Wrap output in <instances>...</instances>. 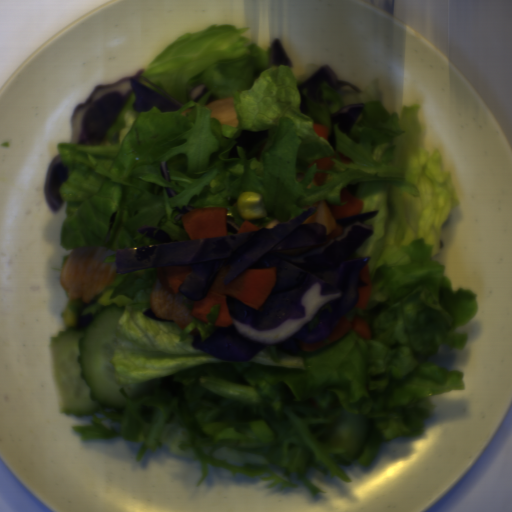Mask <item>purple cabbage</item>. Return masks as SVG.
<instances>
[{
  "label": "purple cabbage",
  "instance_id": "obj_1",
  "mask_svg": "<svg viewBox=\"0 0 512 512\" xmlns=\"http://www.w3.org/2000/svg\"><path fill=\"white\" fill-rule=\"evenodd\" d=\"M317 211L306 209L292 220L273 219L259 231L238 233L227 216L226 236L176 240L156 226H140L141 236L160 244L115 250L116 273L148 268L190 267L177 293L192 301L206 297L221 268L230 270L225 286L247 269L275 268V281L259 309L226 296L229 326H215L206 340L196 334L192 347L228 363H245L267 346L289 339L313 345L328 337L358 303L360 274L371 256L350 258L373 235L364 224L379 210L335 220L343 234L328 240L325 226L304 224ZM317 317L313 330L308 322Z\"/></svg>",
  "mask_w": 512,
  "mask_h": 512
},
{
  "label": "purple cabbage",
  "instance_id": "obj_2",
  "mask_svg": "<svg viewBox=\"0 0 512 512\" xmlns=\"http://www.w3.org/2000/svg\"><path fill=\"white\" fill-rule=\"evenodd\" d=\"M131 93L132 107L140 113L157 107L160 112L180 110L182 102L159 84L144 76V69L133 76L93 88L85 103H79L70 119L71 143L85 146H101Z\"/></svg>",
  "mask_w": 512,
  "mask_h": 512
},
{
  "label": "purple cabbage",
  "instance_id": "obj_3",
  "mask_svg": "<svg viewBox=\"0 0 512 512\" xmlns=\"http://www.w3.org/2000/svg\"><path fill=\"white\" fill-rule=\"evenodd\" d=\"M327 84L334 91H350L359 93L361 90L351 82L340 80L333 67L322 65L316 72L304 80L297 86L300 96V113L308 114L310 107L303 94V90H307L308 96L318 105L325 106V99L322 92V85Z\"/></svg>",
  "mask_w": 512,
  "mask_h": 512
},
{
  "label": "purple cabbage",
  "instance_id": "obj_4",
  "mask_svg": "<svg viewBox=\"0 0 512 512\" xmlns=\"http://www.w3.org/2000/svg\"><path fill=\"white\" fill-rule=\"evenodd\" d=\"M68 174L69 168L62 164L58 153L47 167L44 188L46 202L54 213L64 205L59 194L63 183L68 180Z\"/></svg>",
  "mask_w": 512,
  "mask_h": 512
},
{
  "label": "purple cabbage",
  "instance_id": "obj_5",
  "mask_svg": "<svg viewBox=\"0 0 512 512\" xmlns=\"http://www.w3.org/2000/svg\"><path fill=\"white\" fill-rule=\"evenodd\" d=\"M270 140V131H247L242 130L234 142L228 157L240 158L237 146L244 150L247 160L255 158L259 161L262 153L268 147Z\"/></svg>",
  "mask_w": 512,
  "mask_h": 512
},
{
  "label": "purple cabbage",
  "instance_id": "obj_6",
  "mask_svg": "<svg viewBox=\"0 0 512 512\" xmlns=\"http://www.w3.org/2000/svg\"><path fill=\"white\" fill-rule=\"evenodd\" d=\"M364 104H351L347 106H343L338 110L334 111L330 114L331 117V129L328 134V142L331 145L332 149L336 151L337 143H336V135L334 125H337L338 130L343 135H348L355 124L358 116L360 115Z\"/></svg>",
  "mask_w": 512,
  "mask_h": 512
},
{
  "label": "purple cabbage",
  "instance_id": "obj_7",
  "mask_svg": "<svg viewBox=\"0 0 512 512\" xmlns=\"http://www.w3.org/2000/svg\"><path fill=\"white\" fill-rule=\"evenodd\" d=\"M269 62L271 66H281L285 65L290 68H294L293 63L287 54L280 38H275L272 40L269 48Z\"/></svg>",
  "mask_w": 512,
  "mask_h": 512
},
{
  "label": "purple cabbage",
  "instance_id": "obj_8",
  "mask_svg": "<svg viewBox=\"0 0 512 512\" xmlns=\"http://www.w3.org/2000/svg\"><path fill=\"white\" fill-rule=\"evenodd\" d=\"M208 89L204 84L198 85L195 88L191 90L189 93L188 98L191 101L198 102L202 97H204L207 94Z\"/></svg>",
  "mask_w": 512,
  "mask_h": 512
},
{
  "label": "purple cabbage",
  "instance_id": "obj_9",
  "mask_svg": "<svg viewBox=\"0 0 512 512\" xmlns=\"http://www.w3.org/2000/svg\"><path fill=\"white\" fill-rule=\"evenodd\" d=\"M92 319H93V314L88 313V314H84V315H79L76 318V326H74V327L76 329L83 330L91 323Z\"/></svg>",
  "mask_w": 512,
  "mask_h": 512
},
{
  "label": "purple cabbage",
  "instance_id": "obj_10",
  "mask_svg": "<svg viewBox=\"0 0 512 512\" xmlns=\"http://www.w3.org/2000/svg\"><path fill=\"white\" fill-rule=\"evenodd\" d=\"M194 210H198L196 207H193V206H190V205H184V206H177L175 208L174 211H176L178 214L174 217L175 220H179V219H182V216H184L185 214L191 212V211H194Z\"/></svg>",
  "mask_w": 512,
  "mask_h": 512
},
{
  "label": "purple cabbage",
  "instance_id": "obj_11",
  "mask_svg": "<svg viewBox=\"0 0 512 512\" xmlns=\"http://www.w3.org/2000/svg\"><path fill=\"white\" fill-rule=\"evenodd\" d=\"M143 315H145L149 319H152L157 322L175 323L173 320H166V319H162V318H159L158 316H156L154 314L151 306L143 312Z\"/></svg>",
  "mask_w": 512,
  "mask_h": 512
},
{
  "label": "purple cabbage",
  "instance_id": "obj_12",
  "mask_svg": "<svg viewBox=\"0 0 512 512\" xmlns=\"http://www.w3.org/2000/svg\"><path fill=\"white\" fill-rule=\"evenodd\" d=\"M159 171H160V175L163 179H165L166 181H169V182L171 181L168 167H167L165 161L160 162Z\"/></svg>",
  "mask_w": 512,
  "mask_h": 512
},
{
  "label": "purple cabbage",
  "instance_id": "obj_13",
  "mask_svg": "<svg viewBox=\"0 0 512 512\" xmlns=\"http://www.w3.org/2000/svg\"><path fill=\"white\" fill-rule=\"evenodd\" d=\"M359 186H360L359 182L356 184H347V186L344 190L348 191L350 194L357 197L358 191H359Z\"/></svg>",
  "mask_w": 512,
  "mask_h": 512
}]
</instances>
